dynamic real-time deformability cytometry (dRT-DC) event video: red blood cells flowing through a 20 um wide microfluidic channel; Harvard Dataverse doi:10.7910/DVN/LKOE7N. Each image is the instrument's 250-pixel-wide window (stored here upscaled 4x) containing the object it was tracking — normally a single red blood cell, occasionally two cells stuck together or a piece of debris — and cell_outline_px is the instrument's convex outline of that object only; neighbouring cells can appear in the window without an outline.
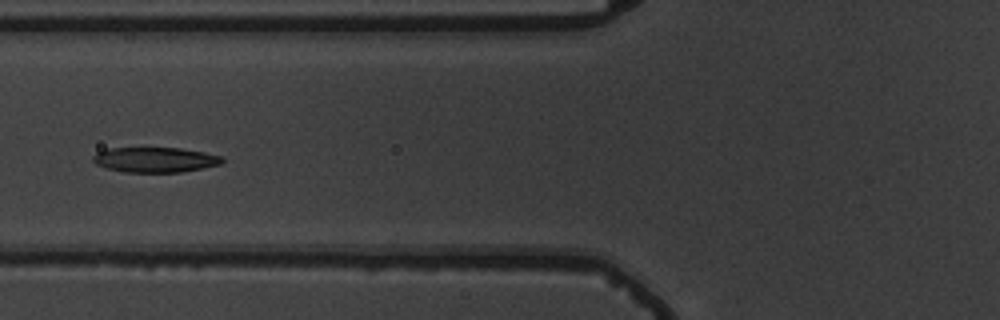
{"species": "common noctule bat (a hibernating species)", "species_latin": "Nyctalus noctula", "temperature_condition": "warm", "stored_images_in_passage": 9, "camera_frame_rate_fps": 3000, "um_per_image_px": 0.085, "animal": {"sex": "male", "body_mass_g": 19.5, "forearm_length_mm": 54.6}, "frame": {"image": 1, "passage_image": 6, "time_ms": 6.667, "image_size_px": [1000, 320], "cell_outline_px": [[224, 160], [220, 164], [180, 172], [124, 172], [108, 168], [96, 164], [92, 160], [92, 156], [96, 152], [108, 148], [180, 148], [204, 152], [224, 156]], "centroid_in_image_um": [13.17, 13.57], "position_along_channel_um": 112.6, "area_um2": 18.84}}
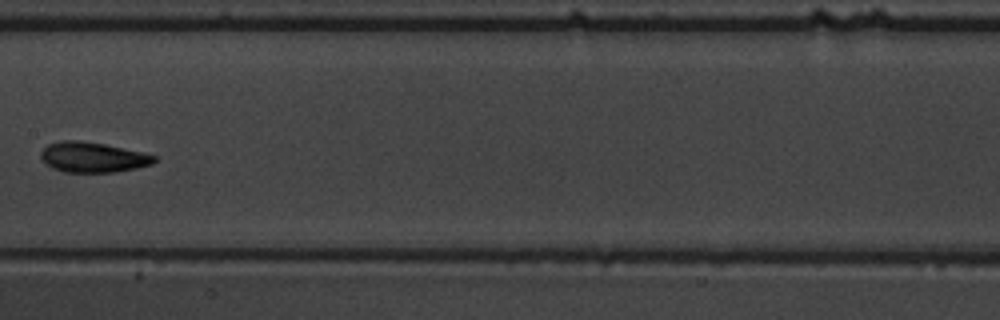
{"frame": {"image": 2, "passage_image": 8, "time_ms": 9.0, "image_size_px": [1000, 320], "cell_outline_px": [[156, 160], [152, 164], [136, 168], [116, 172], [64, 172], [52, 168], [40, 156], [40, 152], [48, 144], [60, 140], [80, 140], [104, 144], [140, 152], [156, 156]], "centroid_in_image_um": [7.87, 13.36], "position_along_channel_um": 199.5, "area_um2": 19.83}}
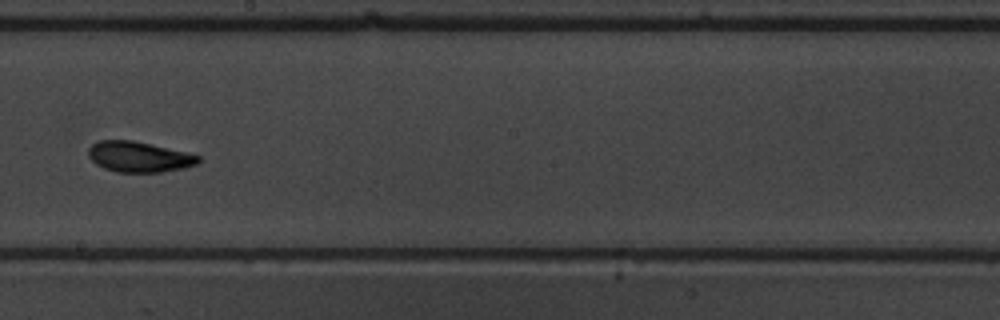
{"frame": {"image": 3, "passage_image": 9, "time_ms": 10.0, "image_size_px": [1000, 320], "cell_outline_px": [[200, 160], [196, 164], [184, 168], [160, 172], [116, 172], [104, 168], [96, 164], [88, 156], [88, 148], [92, 144], [100, 140], [132, 140], [188, 152], [200, 156]], "centroid_in_image_um": [11.8, 13.33], "position_along_channel_um": 236.4, "area_um2": 19.59}}